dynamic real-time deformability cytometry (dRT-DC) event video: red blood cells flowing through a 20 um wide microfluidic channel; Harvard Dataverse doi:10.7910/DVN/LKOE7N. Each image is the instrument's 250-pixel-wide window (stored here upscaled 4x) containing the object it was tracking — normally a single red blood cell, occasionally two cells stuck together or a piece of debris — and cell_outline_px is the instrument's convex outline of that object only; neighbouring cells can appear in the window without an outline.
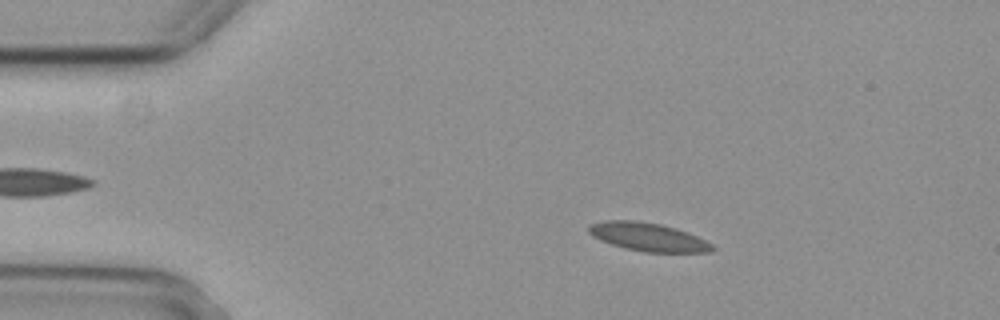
{"species": "common noctule bat (a hibernating species)", "species_latin": "Nyctalus noctula", "temperature_condition": "cold", "stored_images_in_passage": 5, "camera_frame_rate_fps": 3000, "um_per_image_px": 0.085, "animal": {"sex": "female", "body_mass_g": 29.2, "forearm_length_mm": 56.3}, "frame": {"image": 1, "passage_image": 2, "time_ms": 0.333, "image_size_px": [1000, 320], "cell_outline_px": [[716, 248], [712, 252], [644, 252], [624, 248], [600, 240], [592, 236], [588, 232], [588, 224], [604, 220], [636, 220], [660, 224], [676, 228], [688, 232], [712, 244]], "centroid_in_image_um": [55.06, 20.13], "position_along_channel_um": 29.9, "area_um2": 20.52}}
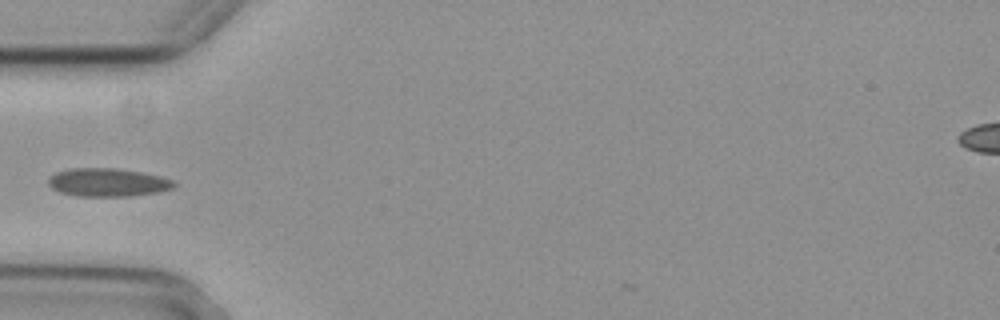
{"frame": {"image": 2, "passage_image": 4, "time_ms": 1.0, "image_size_px": [1000, 320], "cell_outline_px": [[176, 184], [172, 188], [160, 192], [132, 196], [76, 196], [60, 192], [52, 188], [48, 184], [48, 176], [56, 172], [72, 168], [116, 168], [140, 172], [160, 176], [172, 180]], "centroid_in_image_um": [9.13, 15.5], "position_along_channel_um": 75.9, "area_um2": 20.75}}
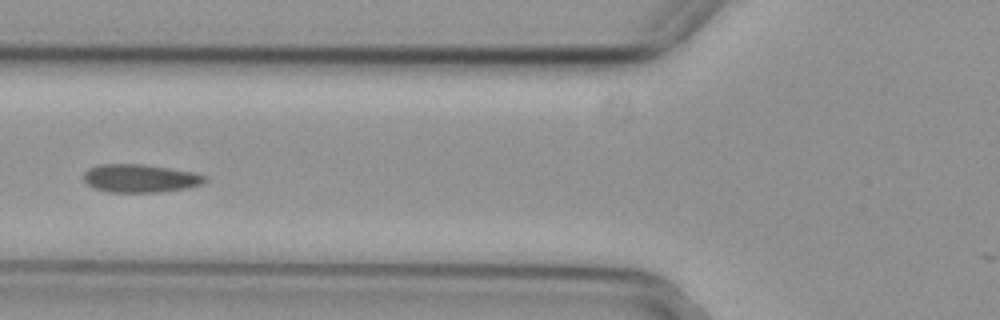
{"frame": {"image": 3, "passage_image": 5, "time_ms": 1.333, "image_size_px": [1000, 320], "cell_outline_px": [[208, 180], [200, 184], [184, 188], [156, 192], [108, 192], [96, 188], [88, 184], [84, 180], [84, 172], [88, 168], [100, 164], [144, 164], [192, 172], [208, 176]], "centroid_in_image_um": [11.9, 15.15], "position_along_channel_um": 113.9, "area_um2": 19.71}}